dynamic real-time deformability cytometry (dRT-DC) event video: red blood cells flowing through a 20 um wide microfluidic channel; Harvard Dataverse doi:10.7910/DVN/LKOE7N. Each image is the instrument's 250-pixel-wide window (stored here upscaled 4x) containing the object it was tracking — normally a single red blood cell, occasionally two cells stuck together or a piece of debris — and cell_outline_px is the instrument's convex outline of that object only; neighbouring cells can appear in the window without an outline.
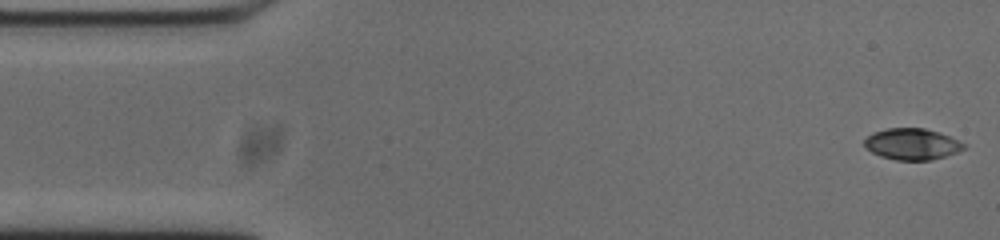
{"species": "common noctule bat (a hibernating species)", "species_latin": "Nyctalus noctula", "temperature_condition": "cold", "stored_images_in_passage": 53, "camera_frame_rate_fps": 3000, "um_per_image_px": 0.085, "animal": {"sex": "male", "body_mass_g": 20.0, "forearm_length_mm": 53.3}, "frame": {"image": 1, "passage_image": 1, "time_ms": 0.0, "image_size_px": [1000, 240], "cell_outline_px": [[964, 148], [956, 152], [932, 160], [896, 160], [880, 156], [864, 148], [864, 140], [872, 132], [888, 128], [924, 128], [940, 132], [964, 144]], "centroid_in_image_um": [77.46, 12.24], "position_along_channel_um": 7.5, "area_um2": 18.03}}
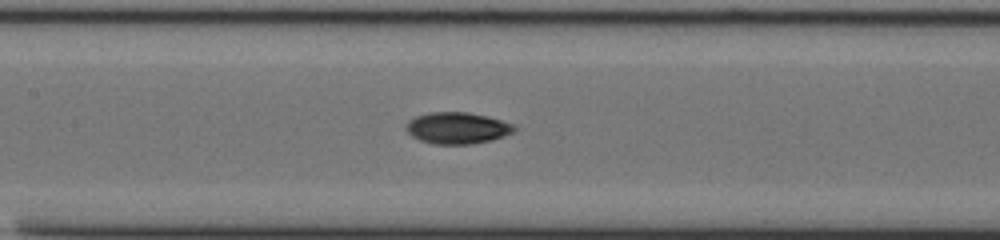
{"frame": {"image": 2, "passage_image": 23, "time_ms": 7.333, "image_size_px": [1000, 240], "cell_outline_px": [[516, 128], [512, 132], [504, 136], [492, 140], [468, 144], [432, 144], [420, 140], [412, 136], [404, 128], [404, 124], [408, 120], [416, 116], [432, 112], [468, 112], [500, 120], [512, 124]], "centroid_in_image_um": [38.81, 10.88], "position_along_channel_um": 168.6, "area_um2": 19.77}}
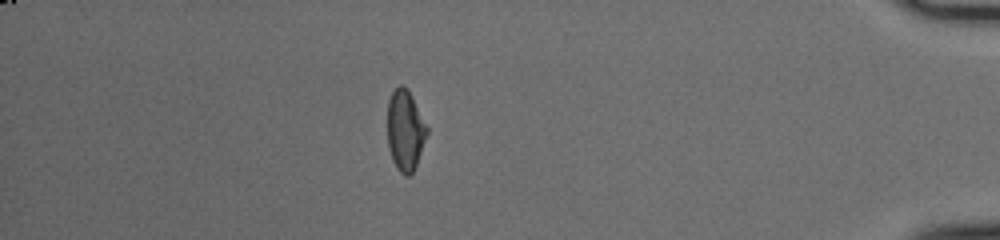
{"frame": {"image": 3, "passage_image": 46, "time_ms": 15.0, "image_size_px": [1000, 240], "cell_outline_px": [[428, 132], [416, 164], [412, 172], [408, 176], [404, 176], [396, 168], [392, 160], [388, 148], [388, 100], [392, 92], [400, 84], [404, 84], [408, 88], [428, 128]], "centroid_in_image_um": [34.43, 11.06], "position_along_channel_um": 400.8, "area_um2": 18.55}, "authors_computed_cell_mechanics": {"area_um2": 19.1318, "velocity_mm_per_s": 3.7343, "shape_relaxation_time_tau1_ms": 7.5296, "shape_relaxation_time_tau2_ms": 2.3095, "deformation_change_tau1": 0.2158, "deformation_change_tau2": 0.0638}}